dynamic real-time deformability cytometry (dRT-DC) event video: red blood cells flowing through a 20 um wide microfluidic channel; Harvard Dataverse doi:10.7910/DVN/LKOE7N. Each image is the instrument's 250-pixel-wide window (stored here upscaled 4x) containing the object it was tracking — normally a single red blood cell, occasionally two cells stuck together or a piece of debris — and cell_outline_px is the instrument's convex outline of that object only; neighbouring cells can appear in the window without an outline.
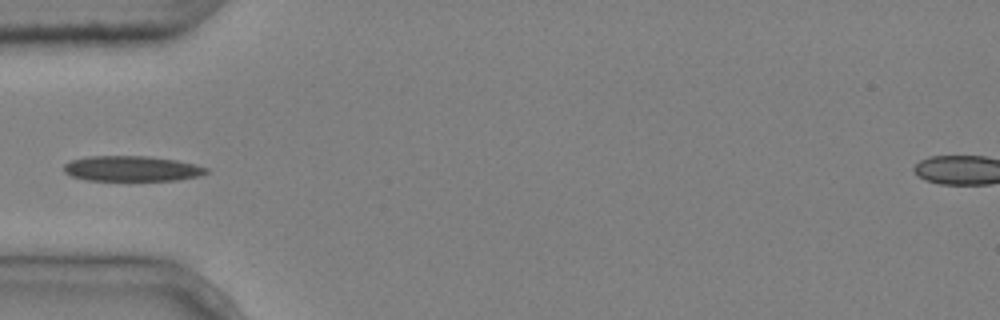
{"species": "common noctule bat (a hibernating species)", "species_latin": "Nyctalus noctula", "temperature_condition": "cold", "stored_images_in_passage": 4, "camera_frame_rate_fps": 3000, "um_per_image_px": 0.085, "animal": {"sex": "male", "body_mass_g": 20.4}, "frame": {"image": 1, "passage_image": 4, "time_ms": 1.0, "image_size_px": [1000, 320], "cell_outline_px": [[208, 172], [200, 176], [176, 180], [88, 180], [72, 176], [64, 172], [64, 164], [72, 160], [88, 156], [148, 156], [176, 160], [208, 168]], "centroid_in_image_um": [11.2, 14.33], "position_along_channel_um": 73.8, "area_um2": 20.87}}